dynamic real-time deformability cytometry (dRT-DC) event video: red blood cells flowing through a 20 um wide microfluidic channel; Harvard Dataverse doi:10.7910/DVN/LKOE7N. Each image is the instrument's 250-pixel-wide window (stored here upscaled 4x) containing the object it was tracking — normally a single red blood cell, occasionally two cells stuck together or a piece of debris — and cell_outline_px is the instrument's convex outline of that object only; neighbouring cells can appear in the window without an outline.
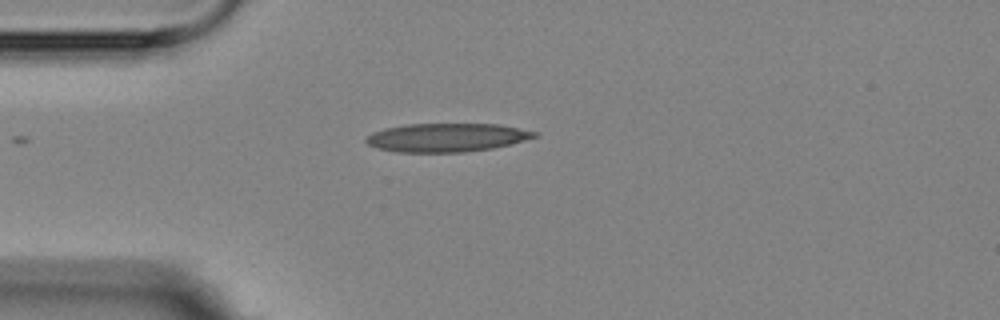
{"species": "Egyptian fruit bat (a non-hibernating species)", "species_latin": "Rousettus aegyptiacus", "temperature_condition": "room temperature", "stored_images_in_passage": 2, "camera_frame_rate_fps": 3000, "um_per_image_px": 0.085, "animal": {"sex": "female"}, "frame": {"image": 1, "passage_image": 2, "time_ms": 1.0, "image_size_px": [1000, 320], "cell_outline_px": [[540, 136], [492, 148], [464, 152], [396, 152], [380, 148], [368, 144], [364, 140], [372, 132], [384, 128], [408, 124], [500, 124], [536, 132]], "centroid_in_image_um": [37.96, 11.68], "position_along_channel_um": 47.0, "area_um2": 27.8}}